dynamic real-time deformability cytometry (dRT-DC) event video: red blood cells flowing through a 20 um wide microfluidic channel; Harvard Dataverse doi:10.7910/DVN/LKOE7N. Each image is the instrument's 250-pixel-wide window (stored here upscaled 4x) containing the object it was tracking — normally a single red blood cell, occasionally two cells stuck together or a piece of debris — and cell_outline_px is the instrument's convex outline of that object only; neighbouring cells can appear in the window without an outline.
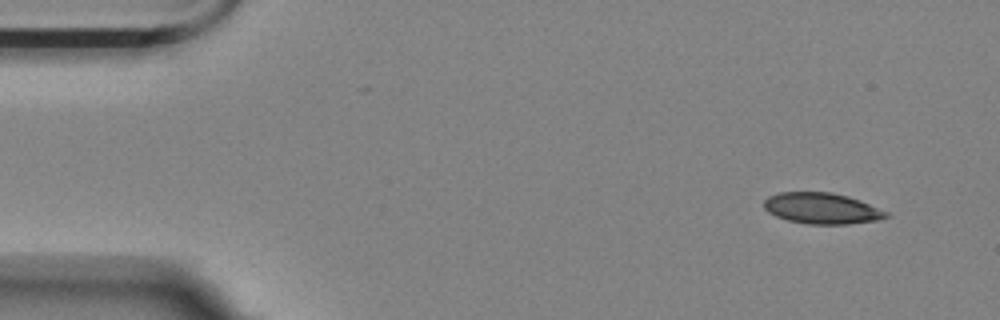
{"species": "Egyptian fruit bat (a non-hibernating species)", "species_latin": "Rousettus aegyptiacus", "temperature_condition": "room temperature", "stored_images_in_passage": 53, "camera_frame_rate_fps": 3000, "um_per_image_px": 0.085, "animal": {"sex": "female"}, "frame": {"image": 1, "passage_image": 1, "time_ms": 0.0, "image_size_px": [1000, 320], "cell_outline_px": [[892, 216], [876, 220], [848, 224], [808, 224], [788, 220], [776, 216], [768, 212], [764, 208], [764, 200], [768, 196], [780, 192], [832, 192], [848, 196], [860, 200], [888, 212]], "centroid_in_image_um": [69.86, 17.71], "position_along_channel_um": 15.1, "area_um2": 22.14}}
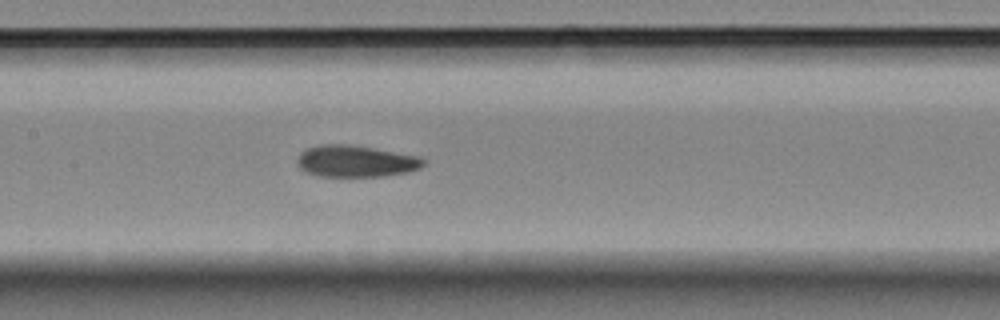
{"frame": {"image": 2, "passage_image": 23, "time_ms": 7.333, "image_size_px": [1000, 320], "cell_outline_px": [[428, 160], [420, 168], [408, 172], [384, 176], [320, 176], [308, 172], [300, 168], [296, 164], [296, 160], [300, 152], [304, 148], [320, 144], [352, 144], [420, 156]], "centroid_in_image_um": [30.25, 13.68], "position_along_channel_um": 177.2, "area_um2": 23.64}}
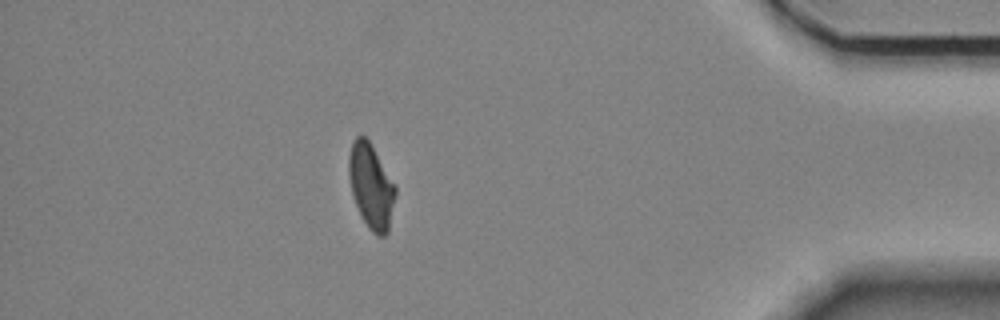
{"frame": {"image": 3, "passage_image": 46, "time_ms": 15.0, "image_size_px": [1000, 320], "cell_outline_px": [[396, 196], [388, 232], [384, 236], [376, 236], [368, 228], [356, 204], [352, 192], [348, 172], [348, 156], [352, 144], [356, 136], [364, 136], [368, 140], [396, 184]], "centroid_in_image_um": [31.56, 15.84], "position_along_channel_um": 403.6, "area_um2": 22.89}, "authors_computed_cell_mechanics": {"area_um2": 23.5246, "velocity_mm_per_s": 3.5341, "shape_relaxation_time_tau1_ms": 6.6903, "shape_relaxation_time_tau2_ms": 2.5566, "deformation_change_tau1": 0.1587, "deformation_change_tau2": 0.0831}}